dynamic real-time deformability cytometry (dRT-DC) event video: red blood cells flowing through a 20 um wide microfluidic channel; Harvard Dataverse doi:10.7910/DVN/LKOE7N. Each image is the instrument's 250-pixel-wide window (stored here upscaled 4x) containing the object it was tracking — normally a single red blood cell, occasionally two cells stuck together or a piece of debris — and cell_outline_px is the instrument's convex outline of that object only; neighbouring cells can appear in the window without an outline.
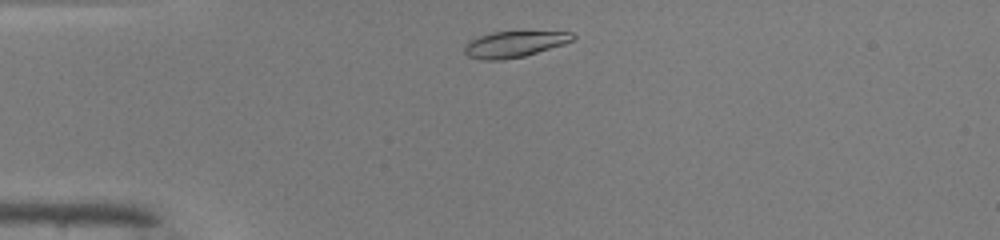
{"species": "common noctule bat (a hibernating species)", "species_latin": "Nyctalus noctula", "temperature_condition": "warm", "stored_images_in_passage": 39, "camera_frame_rate_fps": 3000, "um_per_image_px": 0.085, "animal": {"sex": "male", "body_mass_g": 19.0, "forearm_length_mm": 50.8}, "frame": {"image": 1, "passage_image": 2, "time_ms": 0.333, "image_size_px": [1000, 240], "cell_outline_px": [[576, 36], [572, 40], [564, 44], [524, 56], [500, 60], [480, 60], [468, 56], [464, 52], [464, 48], [472, 40], [480, 36], [492, 32], [572, 32]], "centroid_in_image_um": [43.72, 3.76], "position_along_channel_um": 41.3, "area_um2": 16.13}}
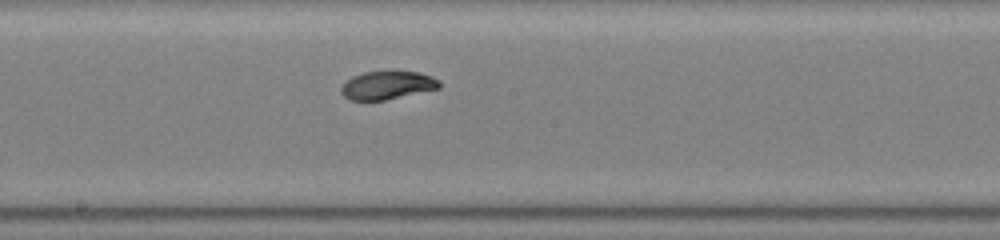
{"frame": {"image": 2, "passage_image": 17, "time_ms": 5.333, "image_size_px": [1000, 240], "cell_outline_px": [[440, 88], [384, 100], [348, 100], [340, 92], [340, 88], [352, 76], [364, 72], [420, 72], [432, 76], [440, 80]], "centroid_in_image_um": [32.92, 7.25], "position_along_channel_um": 215.3, "area_um2": 16.01}}
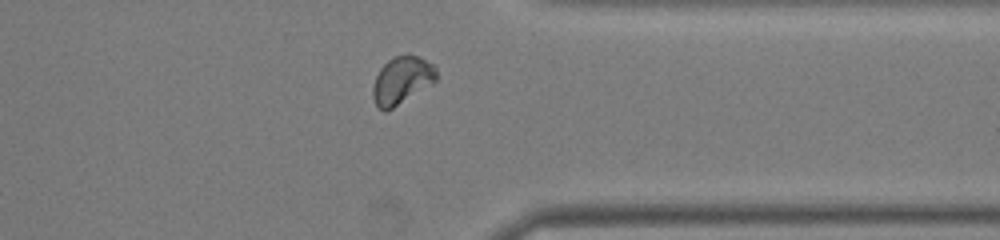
{"frame": {"image": 3, "passage_image": 29, "time_ms": 9.333, "image_size_px": [1000, 240], "cell_outline_px": [[436, 80], [392, 108], [384, 112], [376, 108], [372, 96], [372, 88], [376, 76], [380, 68], [388, 60], [396, 56], [420, 56], [436, 64]], "centroid_in_image_um": [34.13, 6.82], "position_along_channel_um": 377.3, "area_um2": 17.4}, "authors_computed_cell_mechanics": {"area_um2": 16.762, "velocity_mm_per_s": 4.115, "shape_relaxation_time_tau1_ms": 4.2142, "shape_relaxation_time_tau2_ms": 1.6406, "deformation_change_tau1": 0.1802, "deformation_change_tau2": 0.0274}}